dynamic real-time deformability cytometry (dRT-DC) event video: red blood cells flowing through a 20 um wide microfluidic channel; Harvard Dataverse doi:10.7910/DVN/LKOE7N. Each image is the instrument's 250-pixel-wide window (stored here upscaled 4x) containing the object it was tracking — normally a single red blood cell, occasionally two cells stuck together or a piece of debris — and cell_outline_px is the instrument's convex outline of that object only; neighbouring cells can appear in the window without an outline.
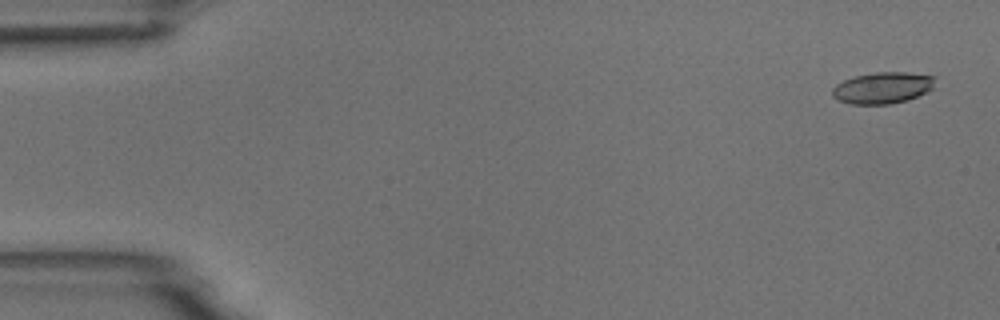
{"species": "common noctule bat (a hibernating species)", "species_latin": "Nyctalus noctula", "temperature_condition": "room temperature", "stored_images_in_passage": 5, "camera_frame_rate_fps": 3000, "um_per_image_px": 0.085, "animal": {"sex": "male", "body_mass_g": 18.8}, "frame": {"image": 1, "passage_image": 1, "time_ms": 0.0, "image_size_px": [1000, 320], "cell_outline_px": [[936, 76], [932, 88], [908, 100], [888, 104], [852, 104], [840, 100], [832, 96], [832, 88], [836, 84], [844, 80], [856, 76], [876, 72], [908, 72]], "centroid_in_image_um": [75.02, 7.46], "position_along_channel_um": 10.0, "area_um2": 18.67}}
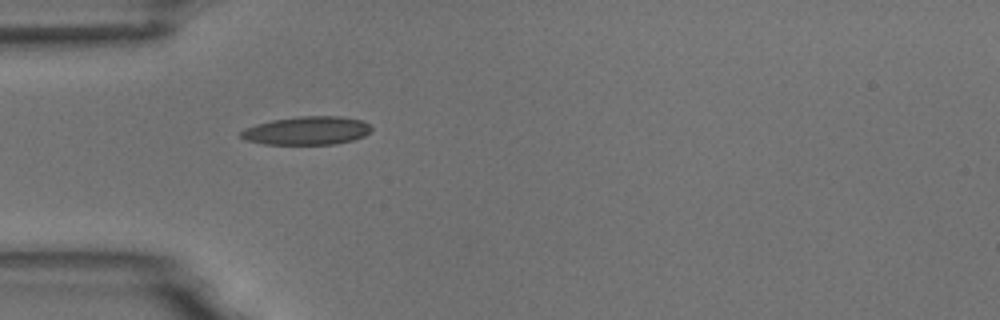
{"frame": {"image": 2, "passage_image": 5, "time_ms": 4.667, "image_size_px": [1000, 320], "cell_outline_px": [[372, 128], [364, 136], [352, 140], [332, 144], [264, 144], [244, 140], [240, 136], [240, 132], [244, 128], [256, 124], [272, 120], [300, 116], [340, 116], [364, 120]], "centroid_in_image_um": [26.06, 11.1], "position_along_channel_um": 58.9, "area_um2": 21.56}}